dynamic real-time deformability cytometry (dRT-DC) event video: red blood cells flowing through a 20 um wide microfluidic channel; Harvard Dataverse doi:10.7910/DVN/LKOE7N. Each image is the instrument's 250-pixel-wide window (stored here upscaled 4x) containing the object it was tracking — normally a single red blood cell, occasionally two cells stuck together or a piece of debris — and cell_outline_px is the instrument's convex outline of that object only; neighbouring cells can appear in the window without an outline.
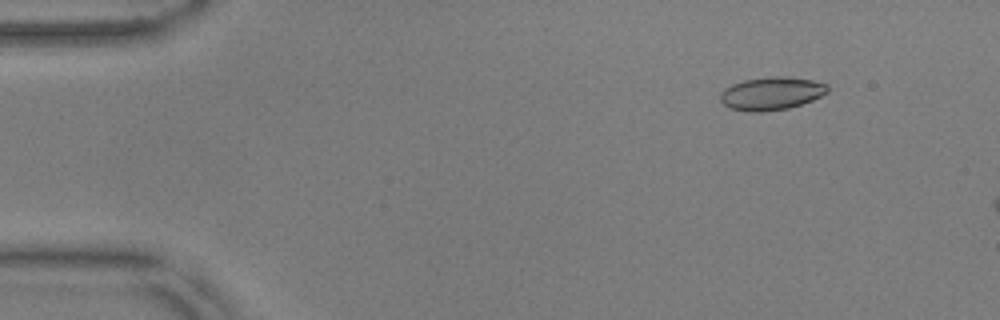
{"species": "common noctule bat (a hibernating species)", "species_latin": "Nyctalus noctula", "temperature_condition": "warm", "stored_images_in_passage": 8, "camera_frame_rate_fps": 3000, "um_per_image_px": 0.085, "animal": {"sex": "male", "body_mass_g": 17.9, "forearm_length_mm": 54.2}, "frame": {"image": 1, "passage_image": 2, "time_ms": 0.333, "image_size_px": [1000, 320], "cell_outline_px": [[828, 92], [812, 100], [788, 108], [760, 112], [748, 112], [728, 108], [720, 100], [720, 92], [724, 88], [732, 84], [744, 80], [776, 76], [784, 76], [812, 80], [828, 84]], "centroid_in_image_um": [65.54, 7.95], "position_along_channel_um": 19.5, "area_um2": 20.63}}